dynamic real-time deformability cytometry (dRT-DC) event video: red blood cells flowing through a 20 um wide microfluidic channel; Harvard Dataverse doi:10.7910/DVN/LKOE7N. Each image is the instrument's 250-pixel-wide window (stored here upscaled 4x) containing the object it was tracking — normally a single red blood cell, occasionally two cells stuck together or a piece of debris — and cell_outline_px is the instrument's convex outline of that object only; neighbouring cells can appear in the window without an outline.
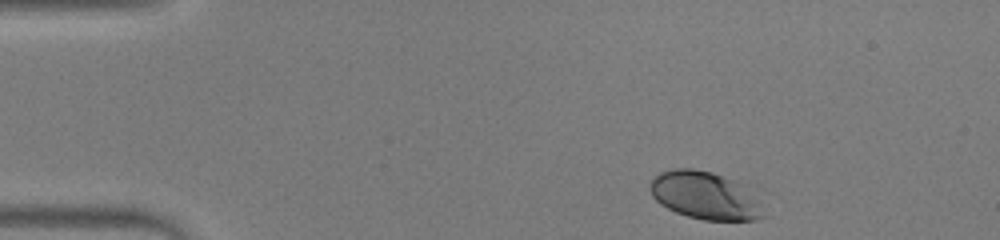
{"species": "human", "species_latin": "Homo sapiens", "temperature_condition": "warm", "stored_images_in_passage": 42, "camera_frame_rate_fps": 3000, "um_per_image_px": 0.085, "donor": {"sex": "male"}, "frame": {"image": 1, "passage_image": 1, "time_ms": 0.0, "image_size_px": [1000, 240], "cell_outline_px": [[768, 192], [764, 216], [756, 220], [704, 220], [688, 216], [676, 212], [660, 204], [652, 196], [648, 188], [648, 184], [660, 172], [672, 168], [692, 168], [712, 172], [756, 184], [764, 188]], "centroid_in_image_um": [60.22, 16.58], "position_along_channel_um": 24.8, "area_um2": 34.22}}
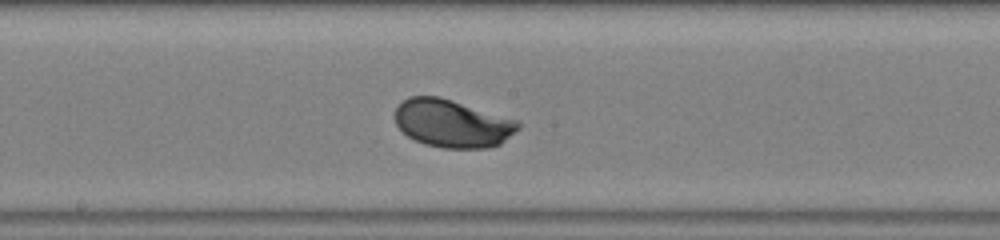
{"frame": {"image": 2, "passage_image": 20, "time_ms": 6.333, "image_size_px": [1000, 240], "cell_outline_px": [[520, 128], [500, 144], [488, 148], [444, 148], [424, 144], [408, 136], [396, 124], [396, 108], [408, 96], [440, 96], [520, 120]], "centroid_in_image_um": [38.49, 10.48], "position_along_channel_um": 209.7, "area_um2": 34.45}}
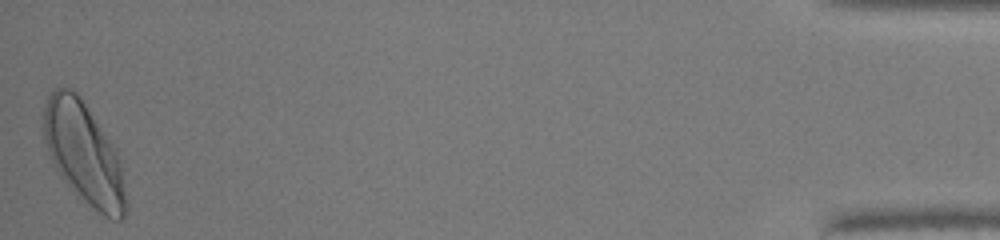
{"frame": {"image": 3, "passage_image": 42, "time_ms": 13.667, "image_size_px": [1000, 240], "cell_outline_px": [[128, 208], [124, 216], [120, 220], [112, 220], [104, 216], [72, 188], [60, 176], [52, 160], [44, 140], [44, 104], [48, 96], [56, 88], [68, 88], [76, 92], [80, 96], [116, 148], [120, 164], [128, 204]], "centroid_in_image_um": [7.15, 13.02], "position_along_channel_um": 428.0, "area_um2": 47.97}, "authors_computed_cell_mechanics": {"area_um2": 33.9575, "velocity_mm_per_s": 4.243, "shape_relaxation_time_tau1_ms": 1.9141, "shape_relaxation_time_tau2_ms": null, "deformation_change_tau1": 0.1276, "deformation_change_tau2": null}}